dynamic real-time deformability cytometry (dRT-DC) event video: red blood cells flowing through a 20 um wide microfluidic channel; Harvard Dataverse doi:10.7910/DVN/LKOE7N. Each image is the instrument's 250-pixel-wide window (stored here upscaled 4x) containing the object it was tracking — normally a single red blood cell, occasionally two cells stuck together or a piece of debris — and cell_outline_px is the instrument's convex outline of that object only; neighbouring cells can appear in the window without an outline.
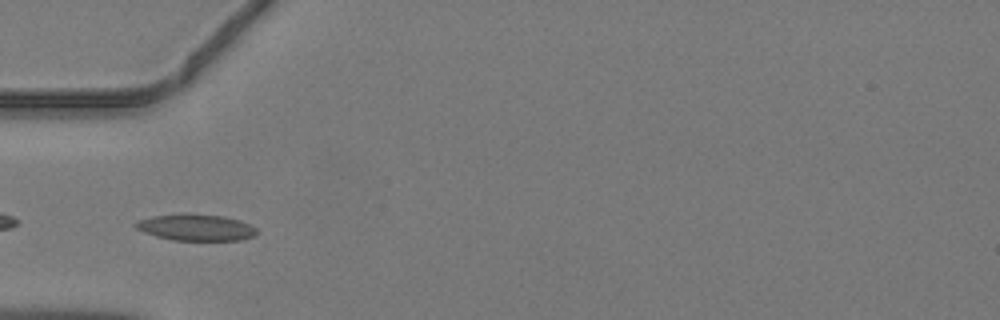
{"species": "common noctule bat (a hibernating species)", "species_latin": "Nyctalus noctula", "temperature_condition": "warm", "stored_images_in_passage": 32, "camera_frame_rate_fps": 3000, "um_per_image_px": 0.085, "animal": {"sex": "male", "body_mass_g": 19.2, "forearm_length_mm": 51.8}, "frame": {"image": 1, "passage_image": 1, "time_ms": 0.0, "image_size_px": [1000, 320], "cell_outline_px": [[256, 236], [240, 240], [172, 240], [156, 236], [144, 232], [136, 228], [132, 224], [140, 220], [152, 216], [224, 216], [240, 220], [256, 228]], "centroid_in_image_um": [16.69, 19.37], "position_along_channel_um": 68.3, "area_um2": 17.86}}
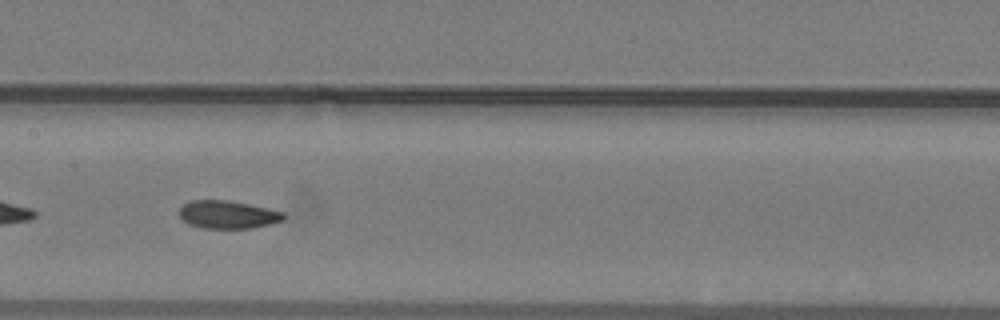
{"frame": {"image": 2, "passage_image": 9, "time_ms": 2.667, "image_size_px": [1000, 320], "cell_outline_px": [[284, 220], [272, 224], [252, 228], [204, 228], [188, 224], [180, 216], [180, 208], [184, 204], [192, 200], [228, 200], [248, 204], [284, 212]], "centroid_in_image_um": [19.38, 18.24], "position_along_channel_um": 188.0, "area_um2": 16.88}}
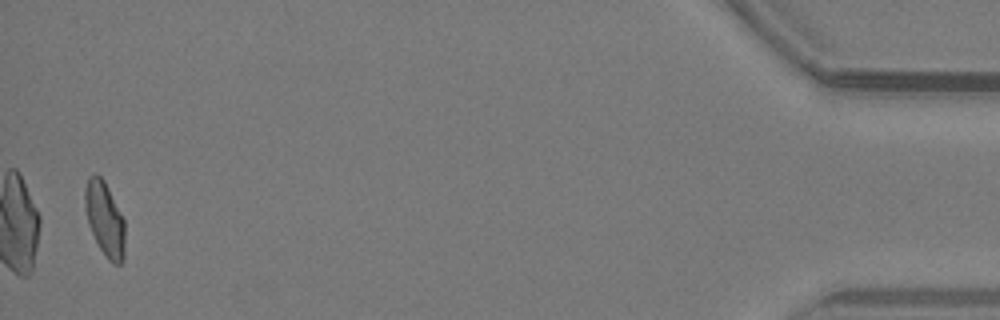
{"frame": {"image": 3, "passage_image": 31, "time_ms": 10.0, "image_size_px": [1000, 320], "cell_outline_px": [[124, 260], [120, 264], [112, 264], [108, 260], [100, 248], [88, 224], [84, 204], [84, 192], [88, 176], [92, 172], [96, 172], [104, 180], [124, 220]], "centroid_in_image_um": [8.89, 18.59], "position_along_channel_um": 426.3, "area_um2": 17.34}}